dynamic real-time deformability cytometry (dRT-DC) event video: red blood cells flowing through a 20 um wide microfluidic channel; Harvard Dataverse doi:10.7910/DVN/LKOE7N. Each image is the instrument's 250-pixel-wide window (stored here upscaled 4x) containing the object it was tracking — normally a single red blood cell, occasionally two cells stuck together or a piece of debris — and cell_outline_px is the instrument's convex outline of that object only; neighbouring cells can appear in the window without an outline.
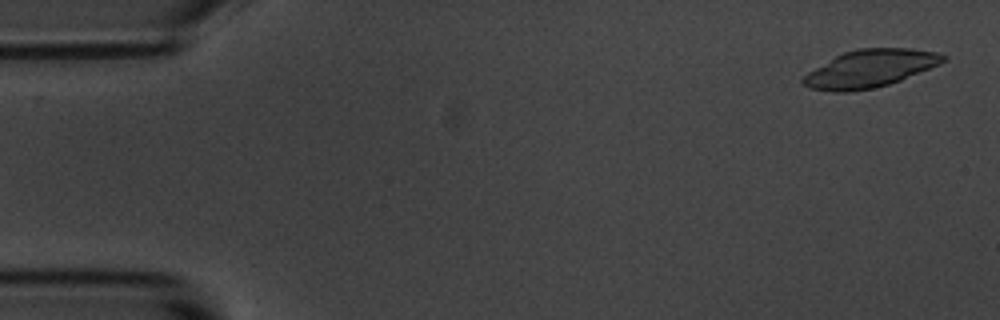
{"species": "common noctule bat (a hibernating species)", "species_latin": "Nyctalus noctula", "temperature_condition": "room temperature", "stored_images_in_passage": 54, "camera_frame_rate_fps": 3000, "um_per_image_px": 0.085, "animal": {"sex": "male", "body_mass_g": 20.1, "forearm_length_mm": 53.5}, "frame": {"image": 1, "passage_image": 2, "time_ms": 0.333, "image_size_px": [1000, 320], "cell_outline_px": [[948, 56], [940, 64], [900, 80], [888, 84], [872, 88], [848, 92], [832, 92], [808, 88], [800, 80], [808, 72], [836, 56], [844, 52], [856, 48], [912, 48], [936, 52]], "centroid_in_image_um": [73.94, 5.83], "position_along_channel_um": 11.1, "area_um2": 30.46}}